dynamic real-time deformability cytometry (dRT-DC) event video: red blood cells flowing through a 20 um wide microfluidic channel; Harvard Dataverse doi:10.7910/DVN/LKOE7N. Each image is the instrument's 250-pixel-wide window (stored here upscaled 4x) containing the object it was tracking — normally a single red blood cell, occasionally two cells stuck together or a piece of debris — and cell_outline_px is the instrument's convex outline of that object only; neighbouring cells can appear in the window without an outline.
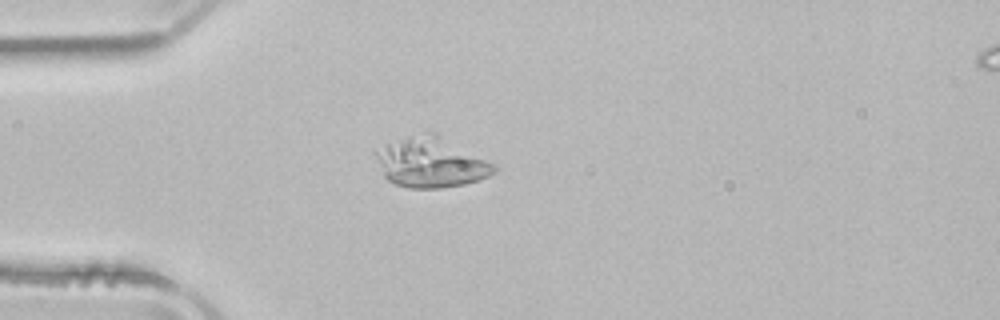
{"species": "common noctule bat (a hibernating species)", "species_latin": "Nyctalus noctula", "temperature_condition": "room temperature", "stored_images_in_passage": 51, "camera_frame_rate_fps": 3000, "um_per_image_px": 0.085, "animal": {"sex": "male", "body_mass_g": 21.5, "forearm_length_mm": 52.0}, "frame": {"image": 1, "passage_image": 14, "time_ms": 4.333, "image_size_px": [1000, 320], "cell_outline_px": [[496, 172], [480, 180], [464, 184], [440, 188], [408, 188], [396, 184], [388, 180], [384, 176], [372, 152], [388, 144], [408, 136], [432, 128], [496, 164]], "centroid_in_image_um": [36.67, 13.76], "position_along_channel_um": 48.3, "area_um2": 35.37}}
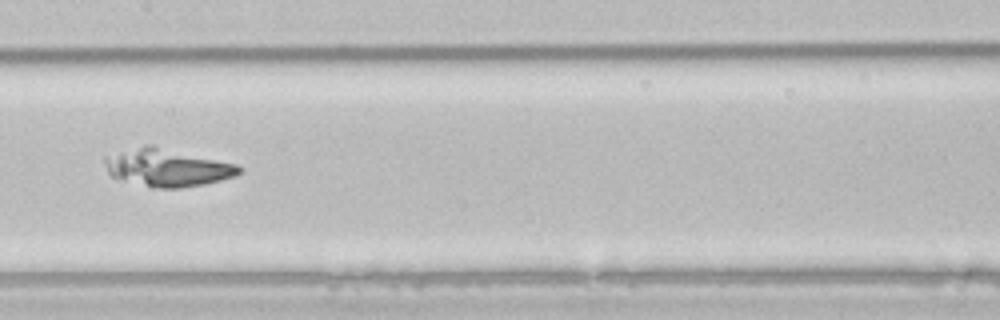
{"frame": {"image": 2, "passage_image": 26, "time_ms": 8.333, "image_size_px": [1000, 320], "cell_outline_px": [[244, 172], [236, 176], [204, 184], [180, 188], [152, 188], [112, 176], [108, 172], [104, 164], [104, 156], [144, 144], [152, 144], [236, 164], [244, 168]], "centroid_in_image_um": [14.24, 14.23], "position_along_channel_um": 193.2, "area_um2": 29.71}}
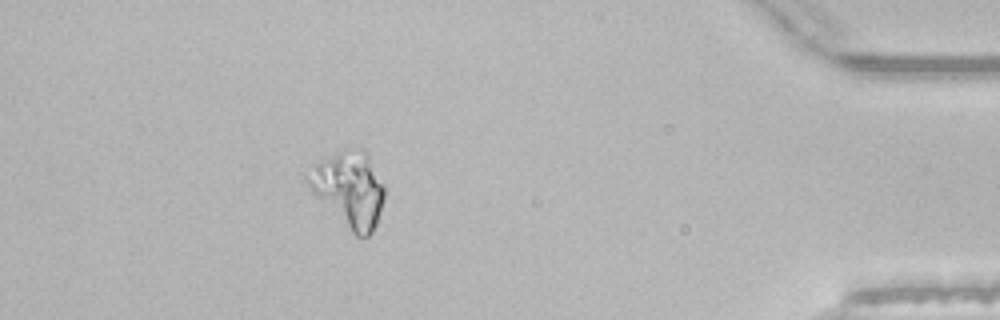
{"frame": {"image": 3, "passage_image": 46, "time_ms": 15.0, "image_size_px": [1000, 320], "cell_outline_px": [[384, 200], [376, 224], [372, 232], [368, 236], [356, 236], [308, 188], [304, 176], [304, 172], [320, 160], [344, 148], [364, 148], [368, 152], [384, 184]], "centroid_in_image_um": [29.67, 16.01], "position_along_channel_um": 405.5, "area_um2": 33.81}}